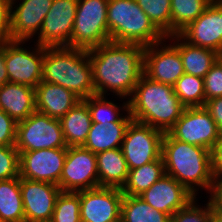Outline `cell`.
Segmentation results:
<instances>
[{"label": "cell", "instance_id": "1", "mask_svg": "<svg viewBox=\"0 0 222 222\" xmlns=\"http://www.w3.org/2000/svg\"><path fill=\"white\" fill-rule=\"evenodd\" d=\"M144 48L139 44L110 41L88 50L95 94L113 93L119 101L129 99L143 75Z\"/></svg>", "mask_w": 222, "mask_h": 222}, {"label": "cell", "instance_id": "2", "mask_svg": "<svg viewBox=\"0 0 222 222\" xmlns=\"http://www.w3.org/2000/svg\"><path fill=\"white\" fill-rule=\"evenodd\" d=\"M161 156L165 174L176 179L195 197L200 190L210 194L214 181L210 150L176 140L166 132Z\"/></svg>", "mask_w": 222, "mask_h": 222}, {"label": "cell", "instance_id": "3", "mask_svg": "<svg viewBox=\"0 0 222 222\" xmlns=\"http://www.w3.org/2000/svg\"><path fill=\"white\" fill-rule=\"evenodd\" d=\"M128 100L132 120L164 133L174 126L185 109L172 85L153 81L144 74Z\"/></svg>", "mask_w": 222, "mask_h": 222}, {"label": "cell", "instance_id": "4", "mask_svg": "<svg viewBox=\"0 0 222 222\" xmlns=\"http://www.w3.org/2000/svg\"><path fill=\"white\" fill-rule=\"evenodd\" d=\"M42 81L67 88L80 99L96 95L88 50L44 47Z\"/></svg>", "mask_w": 222, "mask_h": 222}, {"label": "cell", "instance_id": "5", "mask_svg": "<svg viewBox=\"0 0 222 222\" xmlns=\"http://www.w3.org/2000/svg\"><path fill=\"white\" fill-rule=\"evenodd\" d=\"M107 23L111 42L146 47L166 38L136 0H108Z\"/></svg>", "mask_w": 222, "mask_h": 222}, {"label": "cell", "instance_id": "6", "mask_svg": "<svg viewBox=\"0 0 222 222\" xmlns=\"http://www.w3.org/2000/svg\"><path fill=\"white\" fill-rule=\"evenodd\" d=\"M108 0H78L71 47L90 50L110 42Z\"/></svg>", "mask_w": 222, "mask_h": 222}, {"label": "cell", "instance_id": "7", "mask_svg": "<svg viewBox=\"0 0 222 222\" xmlns=\"http://www.w3.org/2000/svg\"><path fill=\"white\" fill-rule=\"evenodd\" d=\"M16 149L19 153L67 147L60 120L38 111L17 123Z\"/></svg>", "mask_w": 222, "mask_h": 222}, {"label": "cell", "instance_id": "8", "mask_svg": "<svg viewBox=\"0 0 222 222\" xmlns=\"http://www.w3.org/2000/svg\"><path fill=\"white\" fill-rule=\"evenodd\" d=\"M24 44L27 45L26 41L5 42V66L9 82L35 89L42 81L44 46L35 41L34 47Z\"/></svg>", "mask_w": 222, "mask_h": 222}, {"label": "cell", "instance_id": "9", "mask_svg": "<svg viewBox=\"0 0 222 222\" xmlns=\"http://www.w3.org/2000/svg\"><path fill=\"white\" fill-rule=\"evenodd\" d=\"M164 132L135 120L127 126L121 149L128 169H135L161 157Z\"/></svg>", "mask_w": 222, "mask_h": 222}, {"label": "cell", "instance_id": "10", "mask_svg": "<svg viewBox=\"0 0 222 222\" xmlns=\"http://www.w3.org/2000/svg\"><path fill=\"white\" fill-rule=\"evenodd\" d=\"M59 187L62 192L99 187L96 154L83 146L67 147Z\"/></svg>", "mask_w": 222, "mask_h": 222}, {"label": "cell", "instance_id": "11", "mask_svg": "<svg viewBox=\"0 0 222 222\" xmlns=\"http://www.w3.org/2000/svg\"><path fill=\"white\" fill-rule=\"evenodd\" d=\"M168 133L176 140L210 151L221 138L216 123L204 107H185Z\"/></svg>", "mask_w": 222, "mask_h": 222}, {"label": "cell", "instance_id": "12", "mask_svg": "<svg viewBox=\"0 0 222 222\" xmlns=\"http://www.w3.org/2000/svg\"><path fill=\"white\" fill-rule=\"evenodd\" d=\"M78 0H53L35 43L44 47H71Z\"/></svg>", "mask_w": 222, "mask_h": 222}, {"label": "cell", "instance_id": "13", "mask_svg": "<svg viewBox=\"0 0 222 222\" xmlns=\"http://www.w3.org/2000/svg\"><path fill=\"white\" fill-rule=\"evenodd\" d=\"M81 222H116L121 219L124 194L120 188L97 187L76 192Z\"/></svg>", "mask_w": 222, "mask_h": 222}, {"label": "cell", "instance_id": "14", "mask_svg": "<svg viewBox=\"0 0 222 222\" xmlns=\"http://www.w3.org/2000/svg\"><path fill=\"white\" fill-rule=\"evenodd\" d=\"M67 147L19 153V177L59 186Z\"/></svg>", "mask_w": 222, "mask_h": 222}, {"label": "cell", "instance_id": "15", "mask_svg": "<svg viewBox=\"0 0 222 222\" xmlns=\"http://www.w3.org/2000/svg\"><path fill=\"white\" fill-rule=\"evenodd\" d=\"M168 42L165 38L144 48L143 74L153 81L173 86L184 69L179 50Z\"/></svg>", "mask_w": 222, "mask_h": 222}, {"label": "cell", "instance_id": "16", "mask_svg": "<svg viewBox=\"0 0 222 222\" xmlns=\"http://www.w3.org/2000/svg\"><path fill=\"white\" fill-rule=\"evenodd\" d=\"M20 190L25 222H50L56 200L62 192L60 187L20 177Z\"/></svg>", "mask_w": 222, "mask_h": 222}, {"label": "cell", "instance_id": "17", "mask_svg": "<svg viewBox=\"0 0 222 222\" xmlns=\"http://www.w3.org/2000/svg\"><path fill=\"white\" fill-rule=\"evenodd\" d=\"M179 35L192 45L222 52V0H213Z\"/></svg>", "mask_w": 222, "mask_h": 222}, {"label": "cell", "instance_id": "18", "mask_svg": "<svg viewBox=\"0 0 222 222\" xmlns=\"http://www.w3.org/2000/svg\"><path fill=\"white\" fill-rule=\"evenodd\" d=\"M52 2L53 0H11L12 40L33 42V38L39 35Z\"/></svg>", "mask_w": 222, "mask_h": 222}, {"label": "cell", "instance_id": "19", "mask_svg": "<svg viewBox=\"0 0 222 222\" xmlns=\"http://www.w3.org/2000/svg\"><path fill=\"white\" fill-rule=\"evenodd\" d=\"M139 197L170 217L195 198L181 183L167 174H164Z\"/></svg>", "mask_w": 222, "mask_h": 222}, {"label": "cell", "instance_id": "20", "mask_svg": "<svg viewBox=\"0 0 222 222\" xmlns=\"http://www.w3.org/2000/svg\"><path fill=\"white\" fill-rule=\"evenodd\" d=\"M36 111L60 119L81 99L60 85L41 81L35 88Z\"/></svg>", "mask_w": 222, "mask_h": 222}, {"label": "cell", "instance_id": "21", "mask_svg": "<svg viewBox=\"0 0 222 222\" xmlns=\"http://www.w3.org/2000/svg\"><path fill=\"white\" fill-rule=\"evenodd\" d=\"M0 109L16 123L25 120L36 111L35 89L7 82L0 87Z\"/></svg>", "mask_w": 222, "mask_h": 222}, {"label": "cell", "instance_id": "22", "mask_svg": "<svg viewBox=\"0 0 222 222\" xmlns=\"http://www.w3.org/2000/svg\"><path fill=\"white\" fill-rule=\"evenodd\" d=\"M166 38L179 50L184 73L204 78L217 61L216 51L192 45L179 34Z\"/></svg>", "mask_w": 222, "mask_h": 222}, {"label": "cell", "instance_id": "23", "mask_svg": "<svg viewBox=\"0 0 222 222\" xmlns=\"http://www.w3.org/2000/svg\"><path fill=\"white\" fill-rule=\"evenodd\" d=\"M96 157L99 187L122 189L128 179L129 169L121 147L99 152Z\"/></svg>", "mask_w": 222, "mask_h": 222}, {"label": "cell", "instance_id": "24", "mask_svg": "<svg viewBox=\"0 0 222 222\" xmlns=\"http://www.w3.org/2000/svg\"><path fill=\"white\" fill-rule=\"evenodd\" d=\"M59 120L67 147L83 146L92 125L87 103L81 99Z\"/></svg>", "mask_w": 222, "mask_h": 222}, {"label": "cell", "instance_id": "25", "mask_svg": "<svg viewBox=\"0 0 222 222\" xmlns=\"http://www.w3.org/2000/svg\"><path fill=\"white\" fill-rule=\"evenodd\" d=\"M130 122H92L83 147L94 154L120 148Z\"/></svg>", "mask_w": 222, "mask_h": 222}, {"label": "cell", "instance_id": "26", "mask_svg": "<svg viewBox=\"0 0 222 222\" xmlns=\"http://www.w3.org/2000/svg\"><path fill=\"white\" fill-rule=\"evenodd\" d=\"M0 222H25L20 177L0 180Z\"/></svg>", "mask_w": 222, "mask_h": 222}, {"label": "cell", "instance_id": "27", "mask_svg": "<svg viewBox=\"0 0 222 222\" xmlns=\"http://www.w3.org/2000/svg\"><path fill=\"white\" fill-rule=\"evenodd\" d=\"M83 100L88 105L91 120L94 123L131 122L132 120V117L129 113L128 99L125 102L123 101L122 104L114 103V101L109 100L108 96L101 95H93Z\"/></svg>", "mask_w": 222, "mask_h": 222}, {"label": "cell", "instance_id": "28", "mask_svg": "<svg viewBox=\"0 0 222 222\" xmlns=\"http://www.w3.org/2000/svg\"><path fill=\"white\" fill-rule=\"evenodd\" d=\"M165 174L162 156L141 167L130 169L128 179L122 187V193L129 196H139L149 189Z\"/></svg>", "mask_w": 222, "mask_h": 222}, {"label": "cell", "instance_id": "29", "mask_svg": "<svg viewBox=\"0 0 222 222\" xmlns=\"http://www.w3.org/2000/svg\"><path fill=\"white\" fill-rule=\"evenodd\" d=\"M123 222H170V216L156 210L139 196L124 194L121 205Z\"/></svg>", "mask_w": 222, "mask_h": 222}, {"label": "cell", "instance_id": "30", "mask_svg": "<svg viewBox=\"0 0 222 222\" xmlns=\"http://www.w3.org/2000/svg\"><path fill=\"white\" fill-rule=\"evenodd\" d=\"M213 0H171V35L196 20Z\"/></svg>", "mask_w": 222, "mask_h": 222}, {"label": "cell", "instance_id": "31", "mask_svg": "<svg viewBox=\"0 0 222 222\" xmlns=\"http://www.w3.org/2000/svg\"><path fill=\"white\" fill-rule=\"evenodd\" d=\"M173 89L185 107H204V78L184 73L173 85Z\"/></svg>", "mask_w": 222, "mask_h": 222}, {"label": "cell", "instance_id": "32", "mask_svg": "<svg viewBox=\"0 0 222 222\" xmlns=\"http://www.w3.org/2000/svg\"><path fill=\"white\" fill-rule=\"evenodd\" d=\"M153 25L165 36L171 35V0H136Z\"/></svg>", "mask_w": 222, "mask_h": 222}, {"label": "cell", "instance_id": "33", "mask_svg": "<svg viewBox=\"0 0 222 222\" xmlns=\"http://www.w3.org/2000/svg\"><path fill=\"white\" fill-rule=\"evenodd\" d=\"M50 222H81L80 196L76 192H61Z\"/></svg>", "mask_w": 222, "mask_h": 222}, {"label": "cell", "instance_id": "34", "mask_svg": "<svg viewBox=\"0 0 222 222\" xmlns=\"http://www.w3.org/2000/svg\"><path fill=\"white\" fill-rule=\"evenodd\" d=\"M193 198L184 208L179 209L170 217V222H213V209L210 200L199 205Z\"/></svg>", "mask_w": 222, "mask_h": 222}, {"label": "cell", "instance_id": "35", "mask_svg": "<svg viewBox=\"0 0 222 222\" xmlns=\"http://www.w3.org/2000/svg\"><path fill=\"white\" fill-rule=\"evenodd\" d=\"M19 177V152L15 145L0 146V180Z\"/></svg>", "mask_w": 222, "mask_h": 222}, {"label": "cell", "instance_id": "36", "mask_svg": "<svg viewBox=\"0 0 222 222\" xmlns=\"http://www.w3.org/2000/svg\"><path fill=\"white\" fill-rule=\"evenodd\" d=\"M205 102L222 97V68L216 62L204 77Z\"/></svg>", "mask_w": 222, "mask_h": 222}, {"label": "cell", "instance_id": "37", "mask_svg": "<svg viewBox=\"0 0 222 222\" xmlns=\"http://www.w3.org/2000/svg\"><path fill=\"white\" fill-rule=\"evenodd\" d=\"M17 123L0 109V146L16 144Z\"/></svg>", "mask_w": 222, "mask_h": 222}, {"label": "cell", "instance_id": "38", "mask_svg": "<svg viewBox=\"0 0 222 222\" xmlns=\"http://www.w3.org/2000/svg\"><path fill=\"white\" fill-rule=\"evenodd\" d=\"M12 41L11 0H0V43Z\"/></svg>", "mask_w": 222, "mask_h": 222}, {"label": "cell", "instance_id": "39", "mask_svg": "<svg viewBox=\"0 0 222 222\" xmlns=\"http://www.w3.org/2000/svg\"><path fill=\"white\" fill-rule=\"evenodd\" d=\"M204 108L216 123L220 137H222V97H216L206 101Z\"/></svg>", "mask_w": 222, "mask_h": 222}, {"label": "cell", "instance_id": "40", "mask_svg": "<svg viewBox=\"0 0 222 222\" xmlns=\"http://www.w3.org/2000/svg\"><path fill=\"white\" fill-rule=\"evenodd\" d=\"M209 200L212 204L213 211L222 212V175L214 177Z\"/></svg>", "mask_w": 222, "mask_h": 222}, {"label": "cell", "instance_id": "41", "mask_svg": "<svg viewBox=\"0 0 222 222\" xmlns=\"http://www.w3.org/2000/svg\"><path fill=\"white\" fill-rule=\"evenodd\" d=\"M211 162H212V173L213 176L222 175V137L214 145L211 150Z\"/></svg>", "mask_w": 222, "mask_h": 222}, {"label": "cell", "instance_id": "42", "mask_svg": "<svg viewBox=\"0 0 222 222\" xmlns=\"http://www.w3.org/2000/svg\"><path fill=\"white\" fill-rule=\"evenodd\" d=\"M9 82L5 66V43H0V87Z\"/></svg>", "mask_w": 222, "mask_h": 222}, {"label": "cell", "instance_id": "43", "mask_svg": "<svg viewBox=\"0 0 222 222\" xmlns=\"http://www.w3.org/2000/svg\"><path fill=\"white\" fill-rule=\"evenodd\" d=\"M213 222H222V212L213 211Z\"/></svg>", "mask_w": 222, "mask_h": 222}, {"label": "cell", "instance_id": "44", "mask_svg": "<svg viewBox=\"0 0 222 222\" xmlns=\"http://www.w3.org/2000/svg\"><path fill=\"white\" fill-rule=\"evenodd\" d=\"M222 68V52L218 53L217 61H216Z\"/></svg>", "mask_w": 222, "mask_h": 222}]
</instances>
